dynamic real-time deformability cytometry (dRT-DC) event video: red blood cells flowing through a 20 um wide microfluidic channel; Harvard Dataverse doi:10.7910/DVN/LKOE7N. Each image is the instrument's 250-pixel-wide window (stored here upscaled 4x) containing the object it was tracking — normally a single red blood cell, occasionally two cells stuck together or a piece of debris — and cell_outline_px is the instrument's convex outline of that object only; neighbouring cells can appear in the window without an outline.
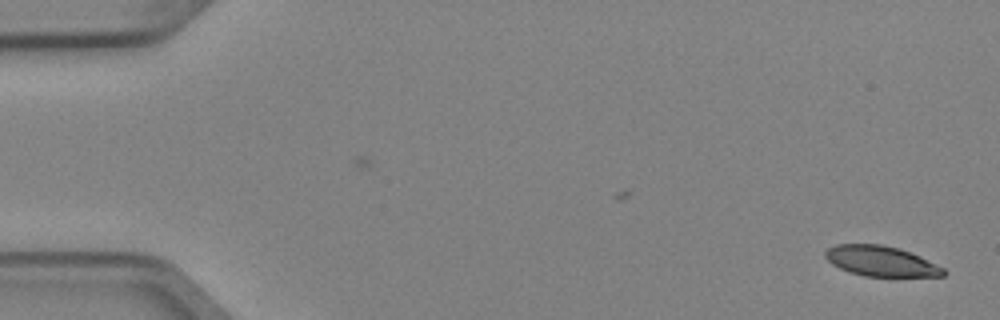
{"species": "Egyptian fruit bat (a non-hibernating species)", "species_latin": "Rousettus aegyptiacus", "temperature_condition": "cold", "stored_images_in_passage": 4, "camera_frame_rate_fps": 3000, "um_per_image_px": 0.085, "animal": {"sex": "female"}, "frame": {"image": 1, "passage_image": 4, "time_ms": 1.0, "image_size_px": [1000, 320], "cell_outline_px": [[948, 272], [944, 276], [864, 276], [840, 268], [832, 264], [824, 256], [824, 252], [828, 248], [836, 244], [880, 244], [900, 248], [920, 256], [944, 268]], "centroid_in_image_um": [74.89, 22.19], "position_along_channel_um": 10.1, "area_um2": 20.81}}